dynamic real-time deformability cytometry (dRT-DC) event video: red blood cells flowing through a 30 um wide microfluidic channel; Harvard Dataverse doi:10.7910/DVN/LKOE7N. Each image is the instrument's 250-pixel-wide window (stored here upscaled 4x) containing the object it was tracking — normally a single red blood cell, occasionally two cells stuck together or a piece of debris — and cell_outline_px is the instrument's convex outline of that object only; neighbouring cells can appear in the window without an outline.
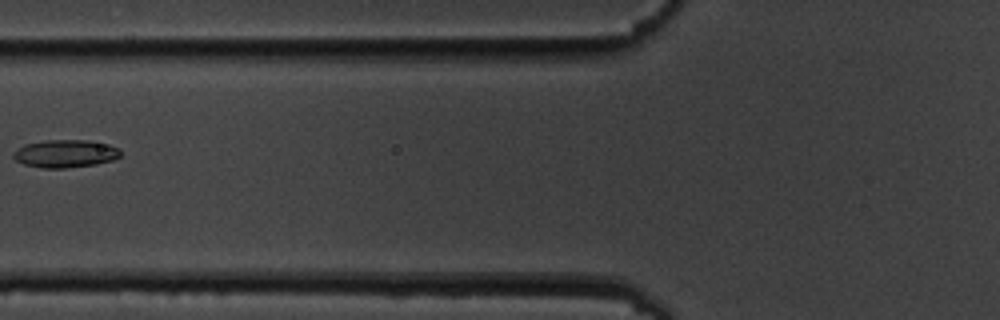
{"species": "common noctule bat (a hibernating species)", "species_latin": "Nyctalus noctula", "temperature_condition": "cold", "stored_images_in_passage": 8, "camera_frame_rate_fps": 3000, "um_per_image_px": 0.085, "animal": {"sex": "male", "body_mass_g": 19.5, "forearm_length_mm": 54.6}, "frame": {"image": 1, "passage_image": 7, "time_ms": 7.0, "image_size_px": [1000, 320], "cell_outline_px": [[120, 156], [112, 160], [96, 164], [64, 168], [40, 168], [24, 164], [16, 160], [12, 156], [12, 152], [24, 144], [44, 140], [88, 140], [108, 144], [120, 148]], "centroid_in_image_um": [5.53, 13.05], "position_along_channel_um": 120.3, "area_um2": 17.46}}
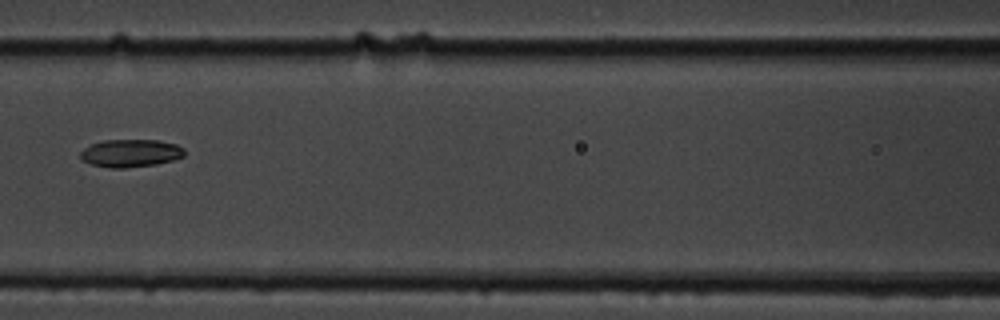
{"frame": {"image": 2, "passage_image": 8, "time_ms": 8.0, "image_size_px": [1000, 320], "cell_outline_px": [[184, 156], [172, 160], [156, 164], [124, 168], [112, 168], [92, 164], [80, 160], [80, 152], [84, 148], [92, 144], [104, 140], [156, 140], [176, 144], [184, 148]], "centroid_in_image_um": [11.08, 13.02], "position_along_channel_um": 155.5, "area_um2": 16.76}}